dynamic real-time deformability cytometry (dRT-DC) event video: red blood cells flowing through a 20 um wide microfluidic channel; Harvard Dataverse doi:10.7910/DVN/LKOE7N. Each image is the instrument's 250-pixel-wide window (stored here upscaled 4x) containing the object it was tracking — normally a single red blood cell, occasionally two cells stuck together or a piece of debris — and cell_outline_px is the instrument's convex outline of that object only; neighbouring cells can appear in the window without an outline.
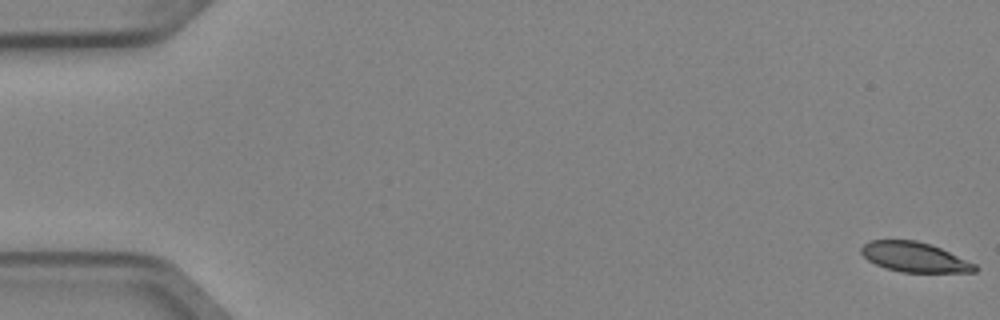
{"species": "Egyptian fruit bat (a non-hibernating species)", "species_latin": "Rousettus aegyptiacus", "temperature_condition": "cold", "stored_images_in_passage": 6, "segment_of_instrument_passage": [1, 2], "camera_frame_rate_fps": 3000, "um_per_image_px": 0.085, "animal": {"sex": "female"}, "frame": {"image": 1, "passage_image": 1, "time_ms": 0.0, "image_size_px": [1000, 320], "cell_outline_px": [[980, 268], [976, 272], [900, 272], [884, 268], [868, 260], [860, 252], [860, 248], [864, 244], [872, 240], [916, 240], [940, 248], [976, 264]], "centroid_in_image_um": [77.73, 21.86], "position_along_channel_um": 7.3, "area_um2": 19.71}}